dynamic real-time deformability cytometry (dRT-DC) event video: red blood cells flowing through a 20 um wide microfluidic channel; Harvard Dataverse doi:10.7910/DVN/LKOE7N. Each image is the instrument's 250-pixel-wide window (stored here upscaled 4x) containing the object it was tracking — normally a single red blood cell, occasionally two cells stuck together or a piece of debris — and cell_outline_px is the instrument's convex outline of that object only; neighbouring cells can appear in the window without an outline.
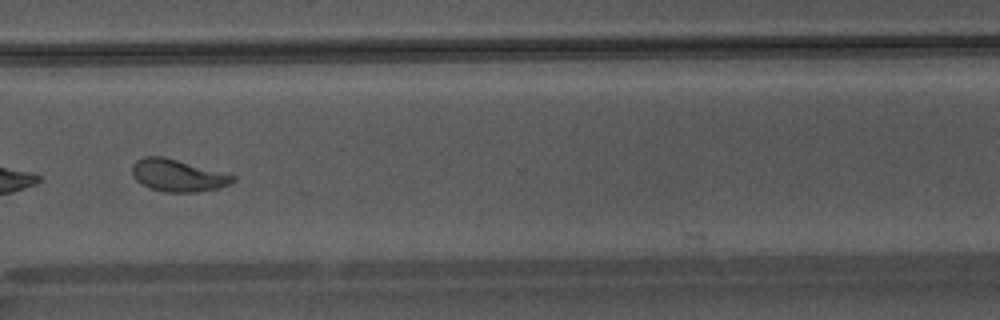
{"species": "Egyptian fruit bat (a non-hibernating species)", "species_latin": "Rousettus aegyptiacus", "temperature_condition": "warm", "stored_images_in_passage": 33, "camera_frame_rate_fps": 3000, "um_per_image_px": 0.085, "animal": {"sex": "male"}, "frame": {"image": 1, "passage_image": 23, "time_ms": 7.333, "image_size_px": [1000, 320], "cell_outline_px": [[236, 180], [228, 184], [216, 188], [196, 192], [164, 192], [148, 188], [140, 184], [136, 180], [132, 172], [132, 164], [136, 160], [144, 156], [164, 156], [236, 176]], "centroid_in_image_um": [15.06, 14.91], "position_along_channel_um": 355.5, "area_um2": 18.84}, "authors_computed_cell_mechanics": {"area_um2": 18.6694, "velocity_mm_per_s": 4.2496, "shape_relaxation_time_tau1_ms": 3.1241, "shape_relaxation_time_tau2_ms": null, "deformation_change_tau1": 0.1643, "deformation_change_tau2": null}}